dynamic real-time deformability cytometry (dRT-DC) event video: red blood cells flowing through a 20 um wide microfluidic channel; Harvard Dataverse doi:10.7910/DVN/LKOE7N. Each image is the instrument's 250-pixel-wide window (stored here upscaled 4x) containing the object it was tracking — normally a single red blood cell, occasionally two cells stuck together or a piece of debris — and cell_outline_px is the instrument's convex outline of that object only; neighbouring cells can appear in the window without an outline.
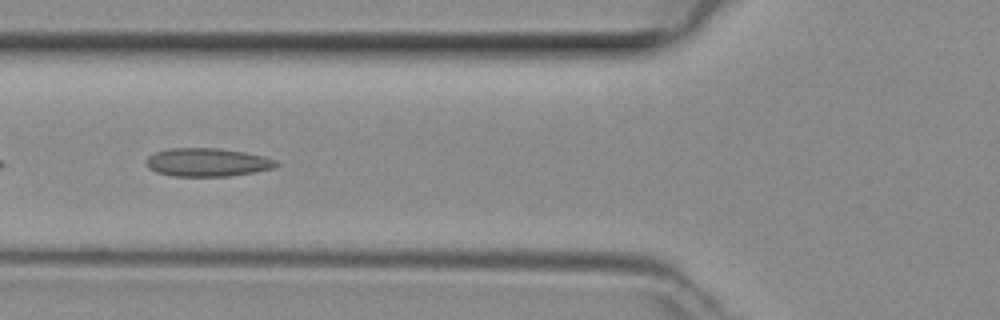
{"species": "common noctule bat (a hibernating species)", "species_latin": "Nyctalus noctula", "temperature_condition": "room temperature", "stored_images_in_passage": 46, "camera_frame_rate_fps": 3000, "um_per_image_px": 0.085, "animal": {"sex": "female", "body_mass_g": 29.2, "forearm_length_mm": 56.3}, "frame": {"image": 1, "passage_image": 17, "time_ms": 5.333, "image_size_px": [1000, 320], "cell_outline_px": [[280, 164], [276, 168], [228, 176], [172, 176], [156, 172], [148, 168], [144, 164], [144, 160], [148, 156], [156, 152], [168, 148], [220, 148], [244, 152], [264, 156], [276, 160]], "centroid_in_image_um": [17.6, 13.79], "position_along_channel_um": 108.2, "area_um2": 21.68}}
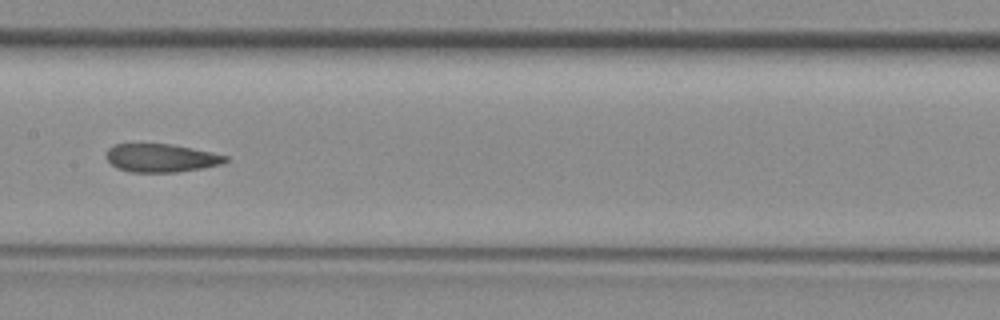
{"frame": {"image": 2, "passage_image": 23, "time_ms": 7.333, "image_size_px": [1000, 320], "cell_outline_px": [[228, 160], [224, 164], [204, 168], [176, 172], [132, 172], [116, 168], [108, 160], [108, 148], [116, 144], [172, 144], [212, 152], [228, 156]], "centroid_in_image_um": [13.76, 13.43], "position_along_channel_um": 193.6, "area_um2": 19.59}}
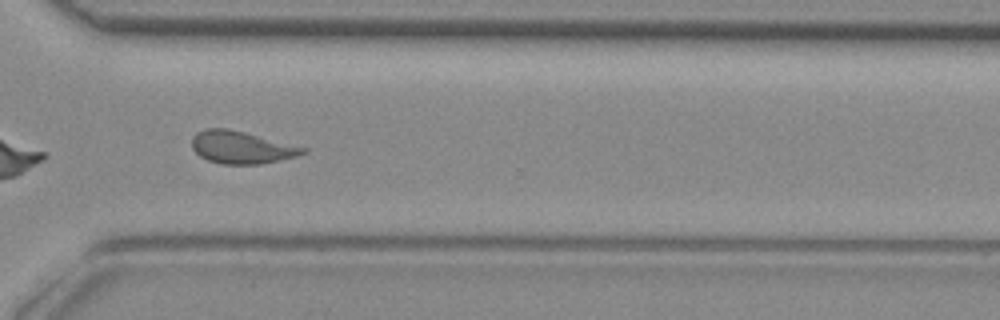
{"frame": {"image": 3, "passage_image": 34, "time_ms": 11.0, "image_size_px": [1000, 320], "cell_outline_px": [[308, 148], [304, 152], [296, 156], [260, 164], [220, 164], [208, 160], [200, 156], [192, 148], [192, 136], [196, 132], [204, 128], [228, 128]], "centroid_in_image_um": [20.47, 12.52], "position_along_channel_um": 350.1, "area_um2": 20.87}}